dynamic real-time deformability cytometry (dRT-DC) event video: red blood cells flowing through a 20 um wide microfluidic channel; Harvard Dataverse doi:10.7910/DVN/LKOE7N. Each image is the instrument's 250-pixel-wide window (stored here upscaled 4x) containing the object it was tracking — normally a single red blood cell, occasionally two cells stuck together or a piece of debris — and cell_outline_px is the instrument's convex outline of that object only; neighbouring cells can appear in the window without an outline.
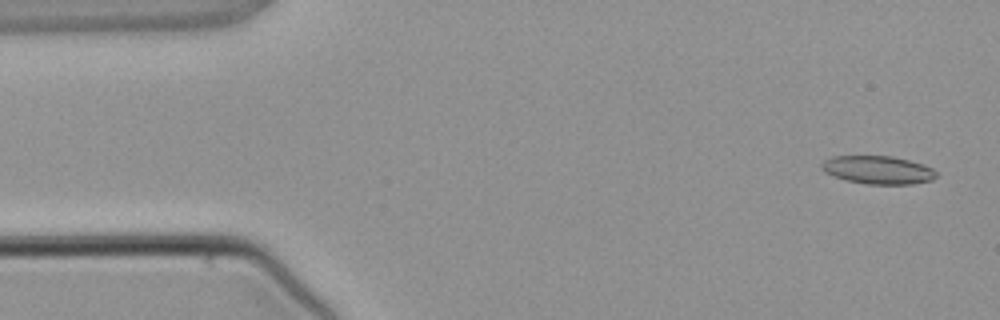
{"species": "common noctule bat (a hibernating species)", "species_latin": "Nyctalus noctula", "temperature_condition": "warm", "stored_images_in_passage": 5, "camera_frame_rate_fps": 3000, "um_per_image_px": 0.085, "animal": {"sex": "male", "body_mass_g": 21.5, "forearm_length_mm": 52.0}, "frame": {"image": 1, "passage_image": 1, "time_ms": 0.0, "image_size_px": [1000, 320], "cell_outline_px": [[936, 176], [932, 180], [912, 184], [864, 184], [844, 180], [832, 176], [824, 172], [820, 168], [820, 164], [824, 160], [832, 156], [892, 156], [908, 160], [932, 168], [936, 172]], "centroid_in_image_um": [74.56, 14.45], "position_along_channel_um": 10.4, "area_um2": 18.9}}
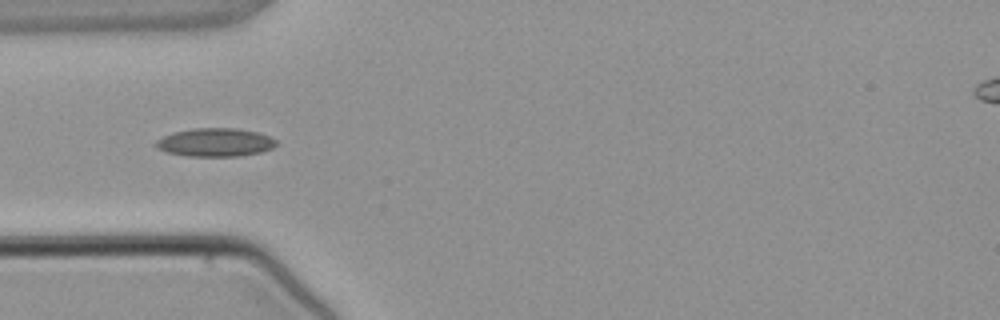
{"frame": {"image": 2, "passage_image": 4, "time_ms": 3.667, "image_size_px": [1000, 320], "cell_outline_px": [[276, 144], [272, 148], [260, 152], [240, 156], [188, 156], [168, 152], [156, 148], [152, 144], [156, 140], [172, 132], [196, 128], [236, 128], [256, 132], [268, 136], [276, 140]], "centroid_in_image_um": [18.25, 12.1], "position_along_channel_um": 66.7, "area_um2": 19.83}}